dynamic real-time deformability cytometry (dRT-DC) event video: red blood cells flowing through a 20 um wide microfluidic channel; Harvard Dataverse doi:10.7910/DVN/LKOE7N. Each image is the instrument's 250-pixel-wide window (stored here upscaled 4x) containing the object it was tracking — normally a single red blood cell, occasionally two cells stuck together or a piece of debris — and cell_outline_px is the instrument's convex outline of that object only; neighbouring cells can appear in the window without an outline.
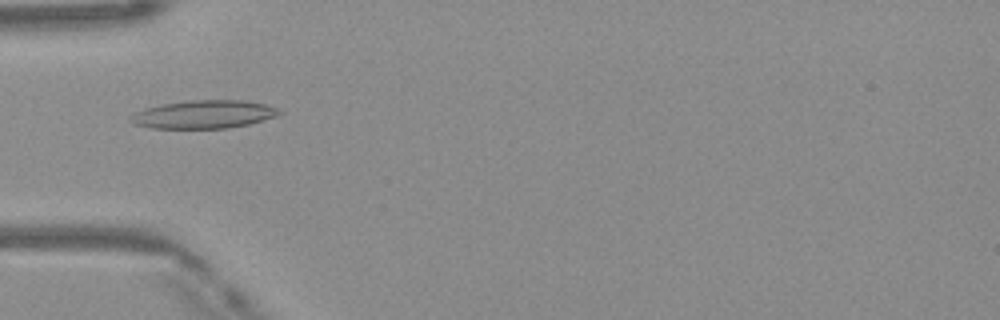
{"species": "Egyptian fruit bat (a non-hibernating species)", "species_latin": "Rousettus aegyptiacus", "temperature_condition": "warm", "stored_images_in_passage": 40, "camera_frame_rate_fps": 3000, "um_per_image_px": 0.085, "frame": {"image": 1, "passage_image": 7, "time_ms": 2.0, "image_size_px": [1000, 320], "cell_outline_px": [[284, 112], [280, 116], [248, 124], [228, 128], [152, 128], [132, 124], [128, 120], [128, 116], [144, 108], [164, 104], [192, 100], [248, 100], [280, 108]], "centroid_in_image_um": [17.36, 9.72], "position_along_channel_um": 67.6, "area_um2": 24.68}}
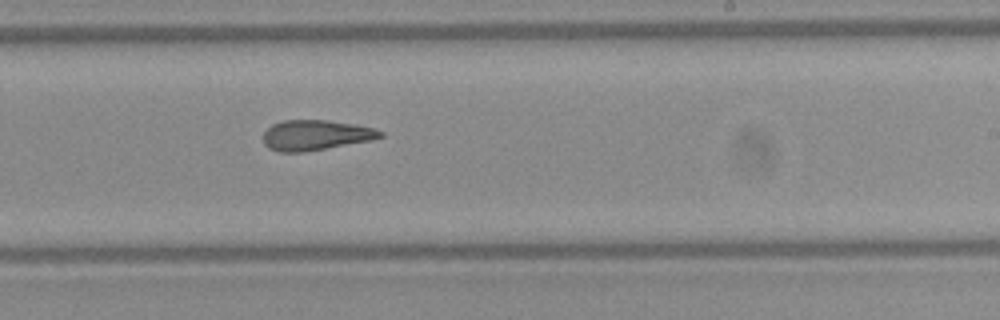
{"frame": {"image": 2, "passage_image": 21, "time_ms": 6.667, "image_size_px": [1000, 320], "cell_outline_px": [[384, 136], [372, 140], [304, 152], [280, 152], [268, 148], [264, 144], [264, 132], [272, 124], [284, 120], [324, 120], [352, 124], [372, 128], [384, 132]], "centroid_in_image_um": [26.81, 11.49], "position_along_channel_um": 262.2, "area_um2": 20.46}}
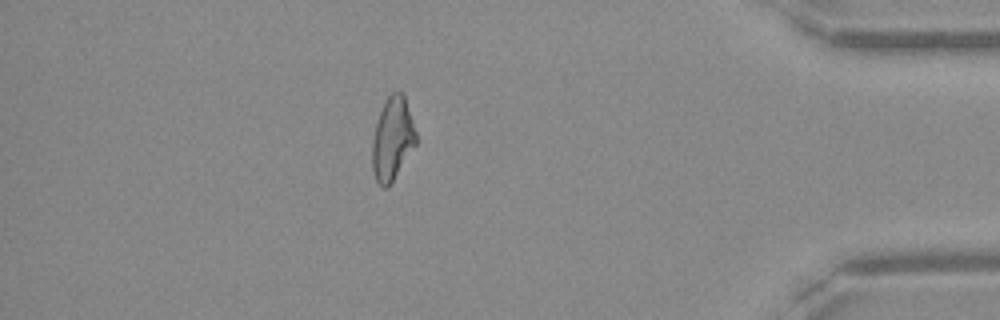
{"frame": {"image": 3, "passage_image": 34, "time_ms": 11.0, "image_size_px": [1000, 320], "cell_outline_px": [[416, 144], [388, 188], [384, 188], [376, 180], [372, 168], [372, 140], [376, 124], [380, 112], [388, 96], [392, 92], [404, 92], [416, 132]], "centroid_in_image_um": [33.36, 11.8], "position_along_channel_um": 401.8, "area_um2": 21.04}, "authors_computed_cell_mechanics": {"area_um2": 21.5594, "velocity_mm_per_s": 4.1516, "shape_relaxation_time_tau1_ms": null, "shape_relaxation_time_tau2_ms": 1.7505, "deformation_change_tau1": null, "deformation_change_tau2": 0.1042}}